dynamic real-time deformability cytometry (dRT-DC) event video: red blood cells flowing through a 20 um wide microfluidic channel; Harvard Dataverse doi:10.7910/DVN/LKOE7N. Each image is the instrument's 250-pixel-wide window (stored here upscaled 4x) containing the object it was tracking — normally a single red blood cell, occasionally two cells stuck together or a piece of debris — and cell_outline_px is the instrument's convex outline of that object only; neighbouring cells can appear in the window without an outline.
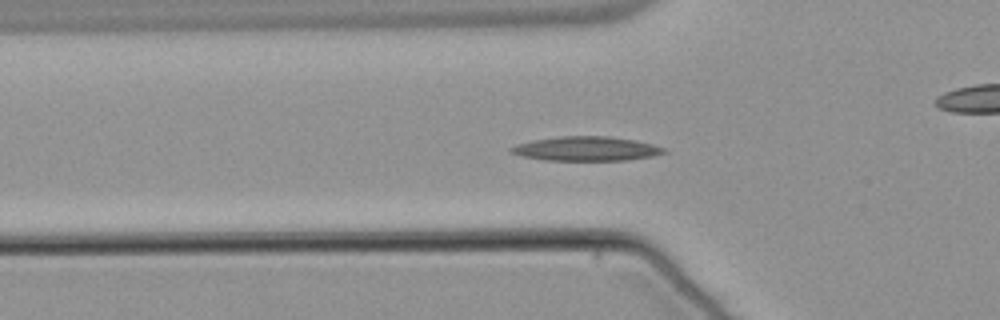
{"species": "common noctule bat (a hibernating species)", "species_latin": "Nyctalus noctula", "temperature_condition": "warm", "stored_images_in_passage": 53, "camera_frame_rate_fps": 3000, "um_per_image_px": 0.085, "animal": {"sex": "male", "body_mass_g": 21.5, "forearm_length_mm": 52.0}, "frame": {"image": 1, "passage_image": 17, "time_ms": 5.333, "image_size_px": [1000, 320], "cell_outline_px": [[668, 152], [652, 156], [628, 160], [544, 160], [524, 156], [508, 152], [508, 148], [516, 144], [532, 140], [560, 136], [608, 136], [632, 140], [652, 144], [664, 148]], "centroid_in_image_um": [49.79, 12.64], "position_along_channel_um": 76.0, "area_um2": 21.56}}
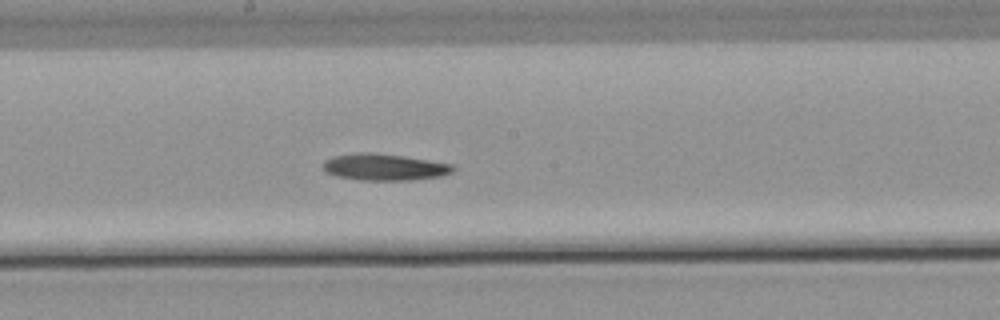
{"frame": {"image": 2, "passage_image": 28, "time_ms": 9.0, "image_size_px": [1000, 320], "cell_outline_px": [[456, 168], [452, 172], [440, 176], [412, 180], [360, 180], [336, 176], [328, 172], [324, 168], [324, 160], [332, 156], [352, 152], [368, 152], [404, 156], [452, 164]], "centroid_in_image_um": [32.66, 14.19], "position_along_channel_um": 215.5, "area_um2": 20.17}}
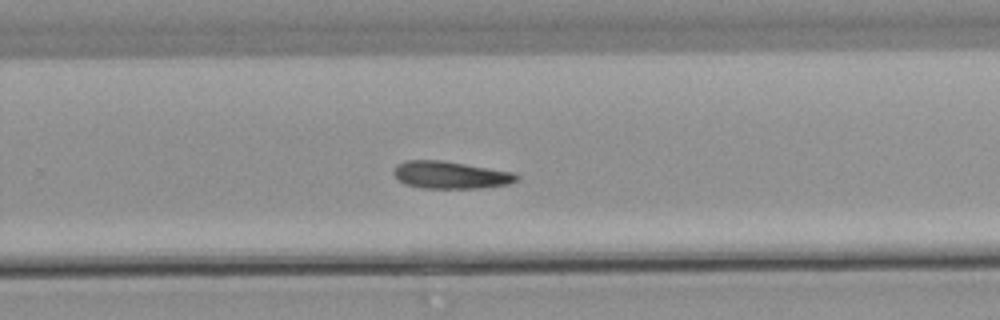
{"frame": {"image": 3, "passage_image": 34, "time_ms": 11.0, "image_size_px": [1000, 320], "cell_outline_px": [[520, 176], [516, 180], [508, 184], [484, 188], [424, 188], [404, 184], [396, 176], [396, 164], [404, 160], [440, 160], [512, 172]], "centroid_in_image_um": [38.3, 14.88], "position_along_channel_um": 291.5, "area_um2": 19.31}}